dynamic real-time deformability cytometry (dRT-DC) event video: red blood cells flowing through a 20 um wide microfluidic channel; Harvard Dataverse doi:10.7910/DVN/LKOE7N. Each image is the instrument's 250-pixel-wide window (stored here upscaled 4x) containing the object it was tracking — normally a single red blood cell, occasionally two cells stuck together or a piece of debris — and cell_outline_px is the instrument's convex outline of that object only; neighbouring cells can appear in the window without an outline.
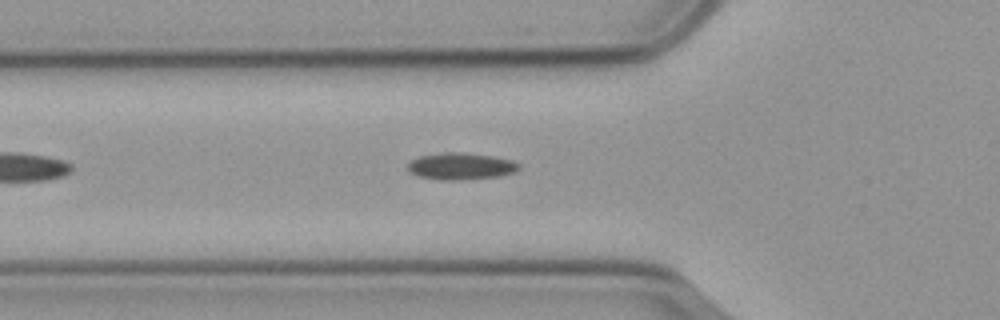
{"species": "common noctule bat (a hibernating species)", "species_latin": "Nyctalus noctula", "temperature_condition": "cold", "stored_images_in_passage": 42, "camera_frame_rate_fps": 3000, "um_per_image_px": 0.085, "animal": {"sex": "male", "body_mass_g": 23.1, "forearm_length_mm": 52.7}, "frame": {"image": 1, "passage_image": 9, "time_ms": 2.667, "image_size_px": [1000, 320], "cell_outline_px": [[520, 168], [516, 172], [500, 176], [460, 180], [440, 180], [416, 176], [408, 172], [408, 164], [412, 160], [420, 156], [452, 152], [492, 156], [512, 160], [520, 164]], "centroid_in_image_um": [39.18, 14.15], "position_along_channel_um": 86.6, "area_um2": 17.28}}
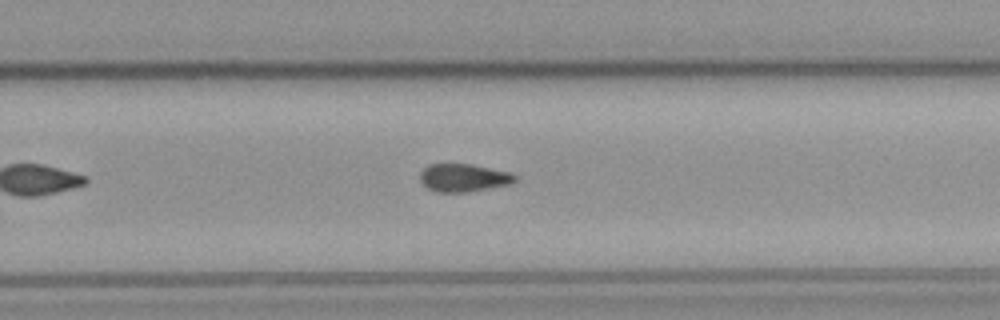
{"frame": {"image": 2, "passage_image": 26, "time_ms": 8.333, "image_size_px": [1000, 320], "cell_outline_px": [[516, 180], [512, 184], [468, 192], [436, 192], [428, 188], [420, 180], [420, 172], [428, 164], [472, 164], [512, 172], [516, 176]], "centroid_in_image_um": [39.43, 15.1], "position_along_channel_um": 290.4, "area_um2": 15.61}}
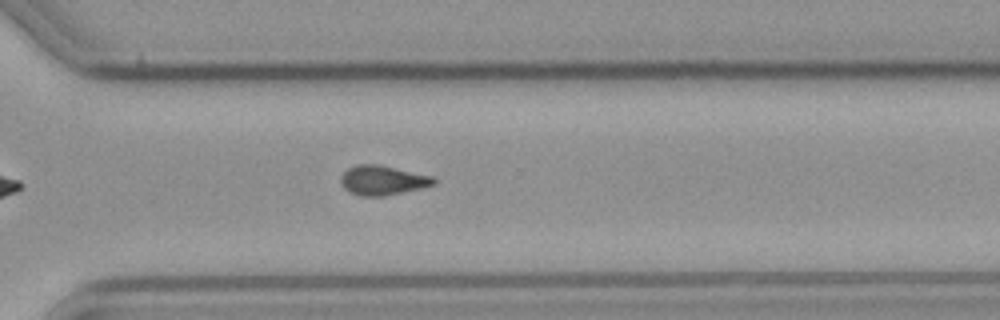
{"frame": {"image": 3, "passage_image": 30, "time_ms": 9.667, "image_size_px": [1000, 320], "cell_outline_px": [[436, 184], [420, 188], [384, 196], [360, 196], [348, 192], [340, 184], [340, 176], [348, 168], [356, 164], [380, 164], [432, 176], [436, 180]], "centroid_in_image_um": [32.48, 15.32], "position_along_channel_um": 338.1, "area_um2": 16.13}, "authors_computed_cell_mechanics": {"area_um2": 15.9239, "velocity_mm_per_s": 3.584, "shape_relaxation_time_tau1_ms": null, "shape_relaxation_time_tau2_ms": 6.8474, "deformation_change_tau1": null, "deformation_change_tau2": 0.13}}